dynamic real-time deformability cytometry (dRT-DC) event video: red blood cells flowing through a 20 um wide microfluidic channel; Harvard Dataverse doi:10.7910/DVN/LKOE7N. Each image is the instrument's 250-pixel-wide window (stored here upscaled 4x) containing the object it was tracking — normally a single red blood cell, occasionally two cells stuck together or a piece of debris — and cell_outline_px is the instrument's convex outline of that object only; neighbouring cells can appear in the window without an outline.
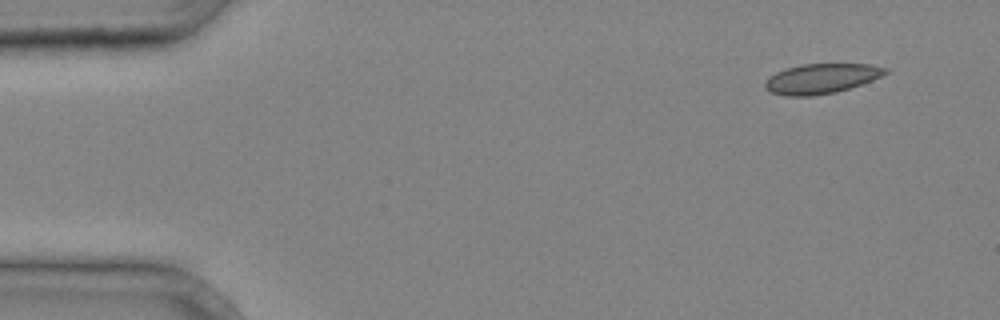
{"species": "common noctule bat (a hibernating species)", "species_latin": "Nyctalus noctula", "temperature_condition": "cold", "stored_images_in_passage": 3, "camera_frame_rate_fps": 3000, "um_per_image_px": 0.085, "animal": {"sex": "male", "body_mass_g": 20.4}, "frame": {"image": 1, "passage_image": 1, "time_ms": 0.0, "image_size_px": [1000, 320], "cell_outline_px": [[888, 72], [872, 80], [836, 92], [812, 96], [784, 96], [768, 92], [764, 88], [764, 84], [768, 76], [784, 68], [804, 64], [868, 64], [888, 68]], "centroid_in_image_um": [69.74, 6.69], "position_along_channel_um": 15.3, "area_um2": 21.04}}